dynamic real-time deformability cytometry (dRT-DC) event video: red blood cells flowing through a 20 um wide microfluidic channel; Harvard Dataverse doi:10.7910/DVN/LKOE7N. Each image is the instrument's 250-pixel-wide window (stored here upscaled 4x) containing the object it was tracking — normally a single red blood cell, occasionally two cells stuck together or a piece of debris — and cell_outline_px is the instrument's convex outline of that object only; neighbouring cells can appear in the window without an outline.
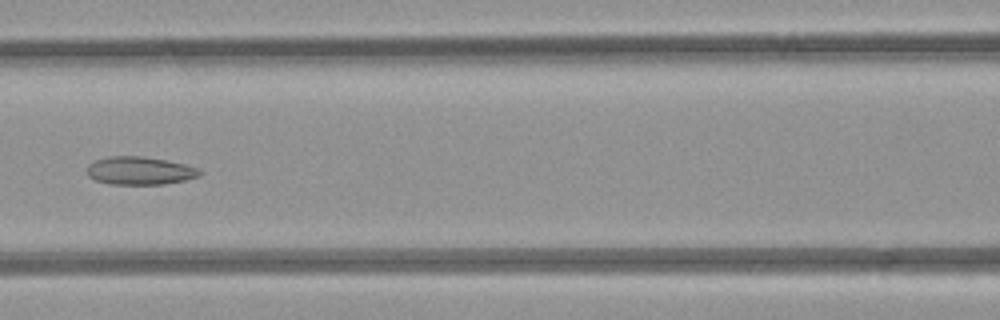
{"species": "common noctule bat (a hibernating species)", "species_latin": "Nyctalus noctula", "temperature_condition": "room temperature", "stored_images_in_passage": 18, "camera_frame_rate_fps": 3000, "um_per_image_px": 0.085, "animal": {"sex": "female", "body_mass_g": 21.9}, "frame": {"image": 1, "passage_image": 11, "time_ms": 3.333, "image_size_px": [1000, 320], "cell_outline_px": [[204, 172], [200, 176], [184, 180], [164, 184], [108, 184], [96, 180], [88, 176], [88, 164], [96, 160], [108, 156], [144, 156], [184, 164], [200, 168]], "centroid_in_image_um": [11.91, 14.51], "position_along_channel_um": 154.7, "area_um2": 18.44}}
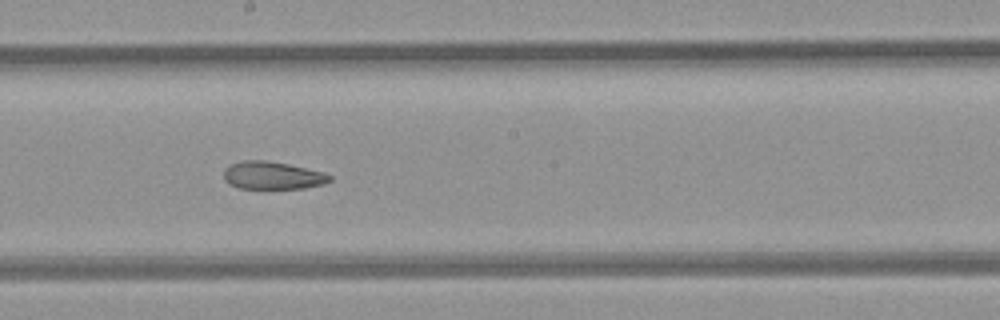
{"frame": {"image": 2, "passage_image": 16, "time_ms": 5.0, "image_size_px": [1000, 320], "cell_outline_px": [[332, 180], [324, 184], [304, 188], [236, 188], [228, 184], [224, 180], [224, 168], [228, 164], [244, 160], [268, 160], [288, 164], [324, 172], [332, 176]], "centroid_in_image_um": [23.13, 14.9], "position_along_channel_um": 225.1, "area_um2": 17.34}}